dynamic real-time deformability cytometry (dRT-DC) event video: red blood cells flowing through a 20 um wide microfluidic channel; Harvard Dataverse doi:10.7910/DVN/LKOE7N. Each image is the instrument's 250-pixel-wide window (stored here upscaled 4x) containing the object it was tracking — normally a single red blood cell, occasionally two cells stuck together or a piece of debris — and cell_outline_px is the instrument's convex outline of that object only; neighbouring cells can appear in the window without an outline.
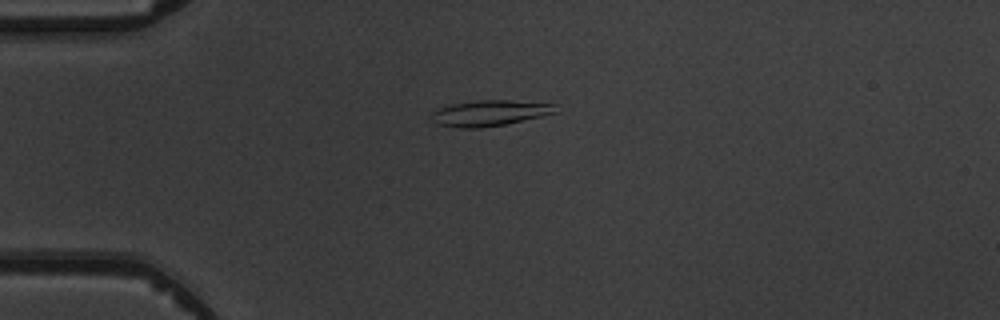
{"species": "common noctule bat (a hibernating species)", "species_latin": "Nyctalus noctula", "temperature_condition": "warm", "stored_images_in_passage": 6, "camera_frame_rate_fps": 3000, "um_per_image_px": 0.085, "animal": {"sex": "male", "body_mass_g": 19.5, "forearm_length_mm": 54.6}, "frame": {"image": 1, "passage_image": 1, "time_ms": 0.0, "image_size_px": [1000, 320], "cell_outline_px": [[556, 112], [508, 124], [480, 128], [460, 128], [436, 124], [432, 120], [432, 112], [436, 108], [452, 104], [480, 100], [512, 100], [556, 104]], "centroid_in_image_um": [41.6, 9.61], "position_along_channel_um": 43.4, "area_um2": 18.67}}
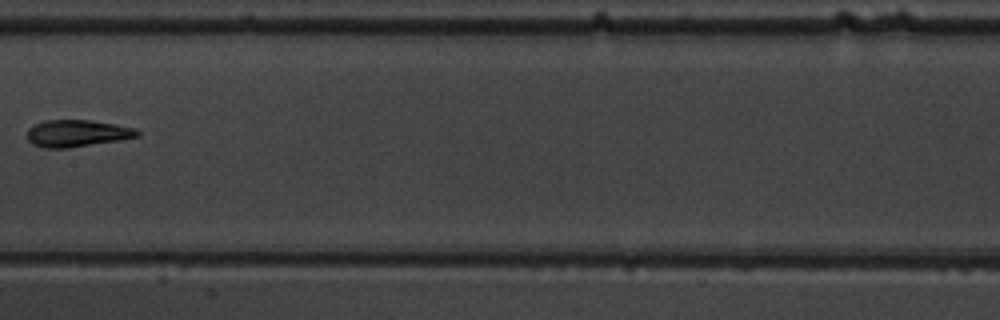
{"frame": {"image": 2, "passage_image": 5, "time_ms": 4.667, "image_size_px": [1000, 320], "cell_outline_px": [[140, 136], [120, 140], [68, 148], [44, 148], [32, 144], [28, 140], [28, 128], [44, 120], [88, 120], [116, 124], [136, 128], [140, 132]], "centroid_in_image_um": [6.57, 11.33], "position_along_channel_um": 200.8, "area_um2": 17.34}}
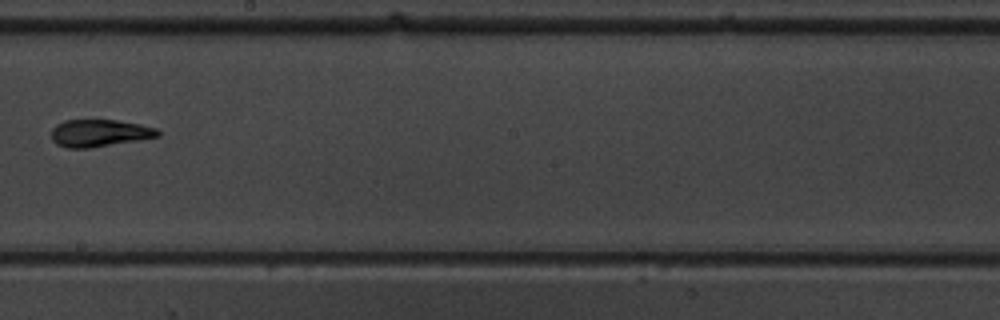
{"frame": {"image": 3, "passage_image": 6, "time_ms": 5.667, "image_size_px": [1000, 320], "cell_outline_px": [[160, 136], [88, 148], [68, 148], [56, 144], [52, 140], [52, 128], [56, 124], [64, 120], [116, 120], [140, 124], [156, 128], [160, 132]], "centroid_in_image_um": [8.42, 11.3], "position_along_channel_um": 239.8, "area_um2": 16.76}}